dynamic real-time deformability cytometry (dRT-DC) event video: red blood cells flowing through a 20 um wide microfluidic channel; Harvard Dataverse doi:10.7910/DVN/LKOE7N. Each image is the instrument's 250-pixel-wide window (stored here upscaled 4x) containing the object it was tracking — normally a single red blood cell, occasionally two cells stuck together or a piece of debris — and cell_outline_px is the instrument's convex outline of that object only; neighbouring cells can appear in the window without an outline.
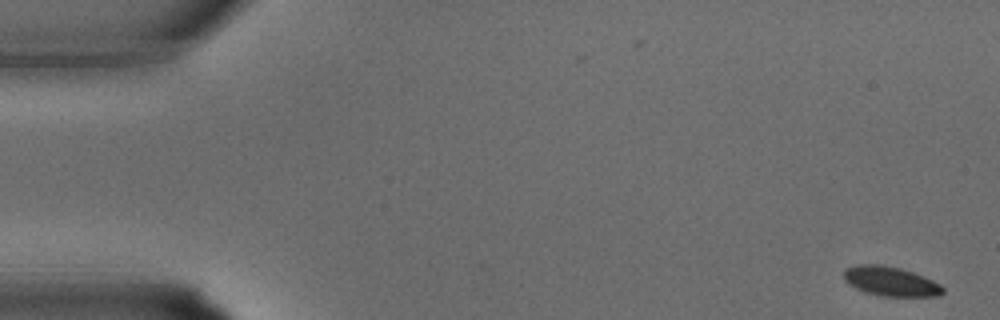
{"species": "common noctule bat (a hibernating species)", "species_latin": "Nyctalus noctula", "temperature_condition": "warm", "stored_images_in_passage": 35, "segment_of_instrument_passage": [1, 2], "camera_frame_rate_fps": 3000, "um_per_image_px": 0.085, "animal": {"sex": "male", "body_mass_g": 15.6}, "frame": {"image": 1, "passage_image": 1, "time_ms": 0.0, "image_size_px": [1000, 320], "cell_outline_px": [[944, 292], [940, 296], [884, 296], [868, 292], [856, 288], [848, 284], [844, 280], [844, 272], [848, 268], [856, 264], [880, 264], [900, 268], [912, 272], [932, 280], [940, 284], [944, 288]], "centroid_in_image_um": [75.71, 23.91], "position_along_channel_um": 9.3, "area_um2": 16.82}}
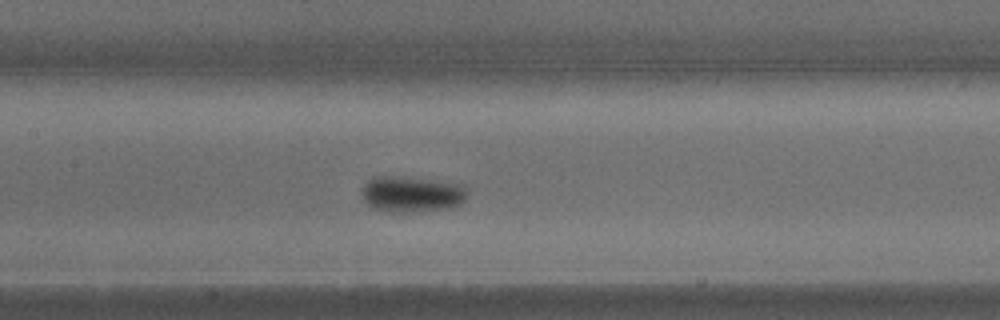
{"frame": {"image": 2, "passage_image": 16, "time_ms": 5.0, "image_size_px": [1000, 320], "cell_outline_px": [[468, 196], [460, 204], [448, 208], [404, 212], [384, 212], [372, 208], [364, 204], [360, 192], [364, 184], [368, 180], [376, 176], [400, 176], [460, 184], [468, 192]], "centroid_in_image_um": [34.91, 16.51], "position_along_channel_um": 172.5, "area_um2": 22.25}}
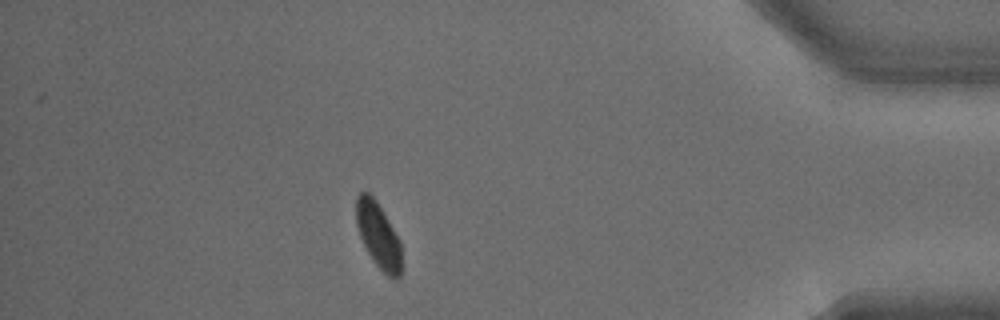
{"frame": {"image": 3, "passage_image": 30, "time_ms": 9.667, "image_size_px": [1000, 320], "cell_outline_px": [[400, 276], [396, 280], [388, 276], [376, 264], [368, 252], [360, 236], [356, 224], [356, 196], [360, 192], [368, 192], [376, 200], [400, 240]], "centroid_in_image_um": [32.14, 19.98], "position_along_channel_um": 403.1, "area_um2": 16.99}}